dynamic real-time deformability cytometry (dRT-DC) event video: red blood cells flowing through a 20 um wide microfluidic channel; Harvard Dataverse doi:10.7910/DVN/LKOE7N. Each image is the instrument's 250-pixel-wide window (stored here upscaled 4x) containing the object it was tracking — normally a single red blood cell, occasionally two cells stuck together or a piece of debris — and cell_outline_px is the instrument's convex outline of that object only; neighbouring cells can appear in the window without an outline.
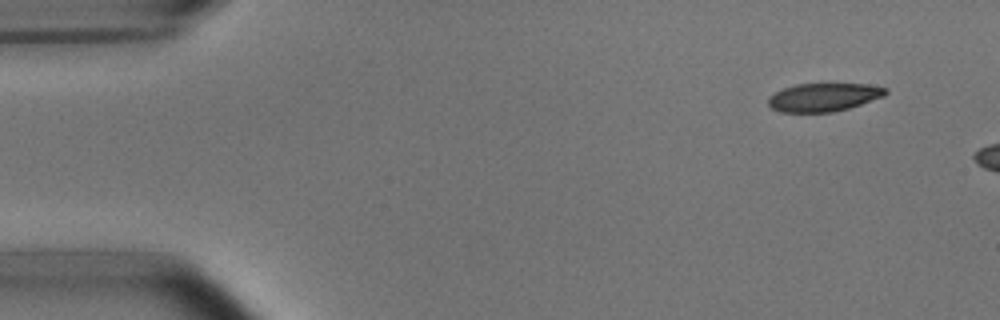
{"species": "common noctule bat (a hibernating species)", "species_latin": "Nyctalus noctula", "temperature_condition": "room temperature", "stored_images_in_passage": 6, "camera_frame_rate_fps": 3000, "um_per_image_px": 0.085, "animal": {"sex": "male", "body_mass_g": 15.6}, "frame": {"image": 1, "passage_image": 1, "time_ms": 0.0, "image_size_px": [1000, 320], "cell_outline_px": [[888, 92], [884, 96], [848, 108], [832, 112], [780, 112], [772, 108], [768, 104], [768, 96], [784, 88], [796, 84], [864, 84], [888, 88]], "centroid_in_image_um": [69.99, 8.26], "position_along_channel_um": 15.0, "area_um2": 19.19}}